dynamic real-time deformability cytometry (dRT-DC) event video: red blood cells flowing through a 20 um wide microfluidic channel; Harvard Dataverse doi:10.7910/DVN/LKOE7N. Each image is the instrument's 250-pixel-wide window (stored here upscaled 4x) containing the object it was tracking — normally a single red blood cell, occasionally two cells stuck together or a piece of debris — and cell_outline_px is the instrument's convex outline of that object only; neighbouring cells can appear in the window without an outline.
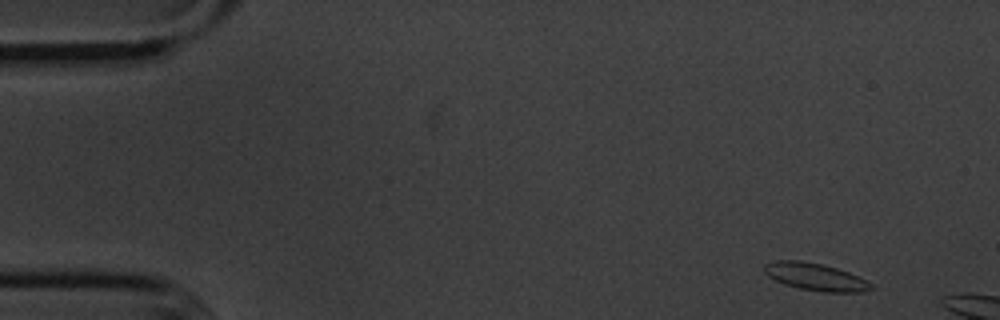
{"species": "common noctule bat (a hibernating species)", "species_latin": "Nyctalus noctula", "temperature_condition": "cold", "stored_images_in_passage": 4, "camera_frame_rate_fps": 3000, "um_per_image_px": 0.085, "animal": {"sex": "male", "body_mass_g": 20.1, "forearm_length_mm": 53.5}, "frame": {"image": 1, "passage_image": 1, "time_ms": 0.0, "image_size_px": [1000, 320], "cell_outline_px": [[876, 288], [860, 292], [824, 292], [800, 288], [784, 284], [768, 276], [764, 272], [764, 264], [776, 260], [800, 260], [820, 264], [836, 268], [848, 272], [872, 284]], "centroid_in_image_um": [69.29, 23.53], "position_along_channel_um": 15.7, "area_um2": 16.82}}